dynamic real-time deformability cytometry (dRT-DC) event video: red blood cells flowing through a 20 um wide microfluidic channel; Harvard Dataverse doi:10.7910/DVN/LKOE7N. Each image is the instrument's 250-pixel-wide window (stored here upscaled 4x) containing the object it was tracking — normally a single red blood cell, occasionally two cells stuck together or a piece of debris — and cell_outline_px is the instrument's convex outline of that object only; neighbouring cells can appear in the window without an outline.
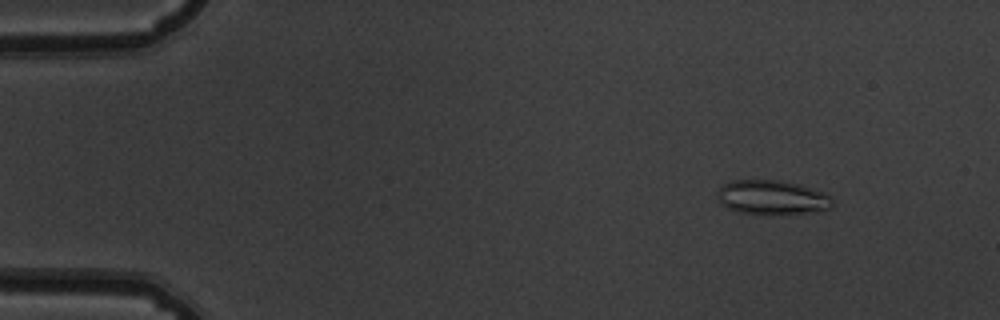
{"species": "common noctule bat (a hibernating species)", "species_latin": "Nyctalus noctula", "temperature_condition": "warm", "stored_images_in_passage": 54, "camera_frame_rate_fps": 3000, "um_per_image_px": 0.085, "animal": {"sex": "male", "body_mass_g": 19.5, "forearm_length_mm": 54.6}, "frame": {"image": 1, "passage_image": 7, "time_ms": 2.0, "image_size_px": [1000, 320], "cell_outline_px": [[832, 208], [812, 212], [780, 216], [768, 216], [736, 212], [720, 204], [716, 196], [720, 188], [724, 184], [732, 180], [784, 180], [800, 184], [824, 192], [832, 196]], "centroid_in_image_um": [65.64, 16.81], "position_along_channel_um": 19.4, "area_um2": 23.93}}
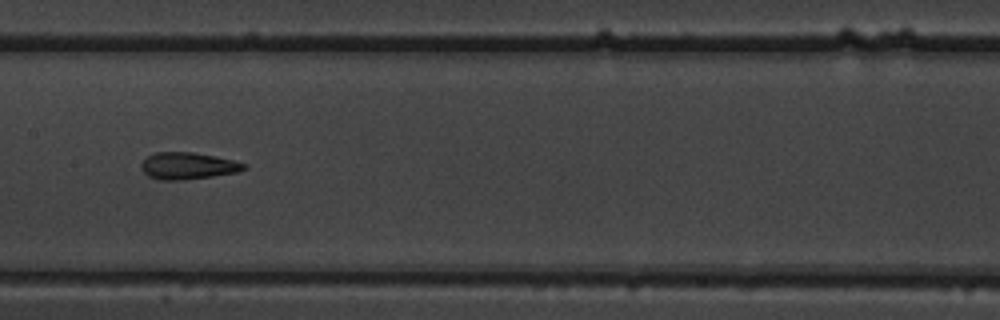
{"frame": {"image": 2, "passage_image": 28, "time_ms": 9.0, "image_size_px": [1000, 320], "cell_outline_px": [[248, 168], [236, 172], [212, 176], [180, 180], [160, 180], [148, 176], [144, 172], [140, 164], [148, 156], [156, 152], [192, 152], [232, 160], [248, 164]], "centroid_in_image_um": [15.97, 14.1], "position_along_channel_um": 191.4, "area_um2": 15.9}}
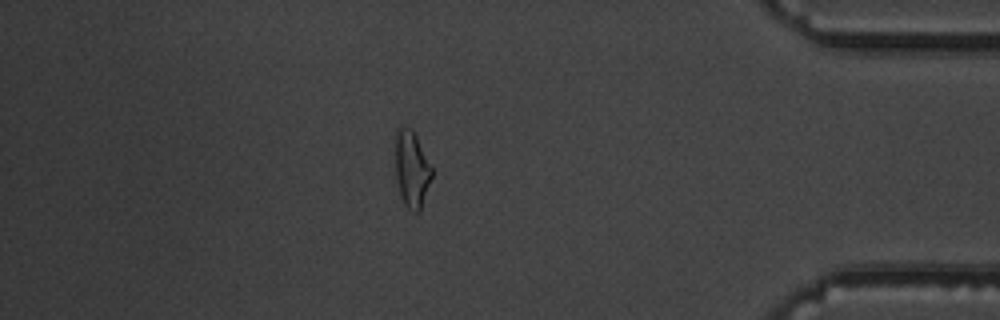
{"frame": {"image": 3, "passage_image": 47, "time_ms": 15.333, "image_size_px": [1000, 320], "cell_outline_px": [[432, 176], [420, 212], [416, 212], [408, 208], [404, 204], [396, 180], [396, 132], [400, 128], [412, 128], [432, 168]], "centroid_in_image_um": [35.0, 14.4], "position_along_channel_um": 400.2, "area_um2": 15.9}, "authors_computed_cell_mechanics": {"area_um2": 16.9354, "velocity_mm_per_s": 3.848, "shape_relaxation_time_tau1_ms": null, "shape_relaxation_time_tau2_ms": 2.204, "deformation_change_tau1": null, "deformation_change_tau2": 0.1177}}